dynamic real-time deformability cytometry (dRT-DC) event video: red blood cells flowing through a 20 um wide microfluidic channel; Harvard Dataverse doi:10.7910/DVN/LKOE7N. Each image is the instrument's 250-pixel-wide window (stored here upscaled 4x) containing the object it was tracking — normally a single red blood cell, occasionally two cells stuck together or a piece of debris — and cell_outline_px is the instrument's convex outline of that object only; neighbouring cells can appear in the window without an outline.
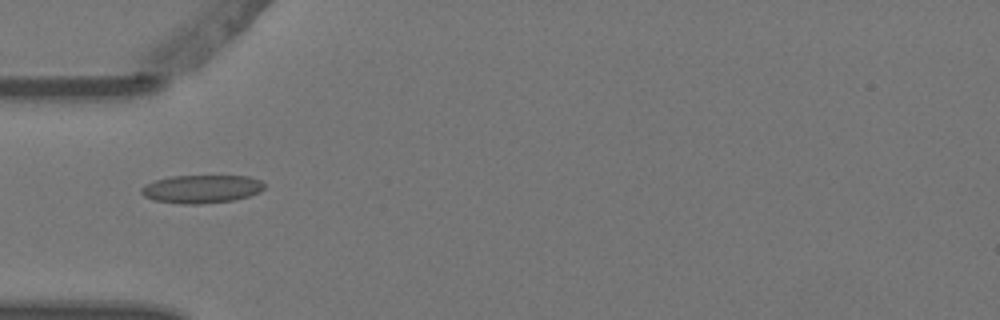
{"species": "Egyptian fruit bat (a non-hibernating species)", "species_latin": "Rousettus aegyptiacus", "temperature_condition": "warm", "stored_images_in_passage": 6, "camera_frame_rate_fps": 3000, "um_per_image_px": 0.085, "animal": {"sex": "female"}, "frame": {"image": 1, "passage_image": 1, "time_ms": 0.0, "image_size_px": [1000, 320], "cell_outline_px": [[264, 188], [260, 192], [236, 200], [200, 204], [180, 204], [156, 200], [144, 196], [140, 192], [140, 188], [144, 184], [156, 180], [172, 176], [248, 176], [260, 180], [264, 184]], "centroid_in_image_um": [17.13, 16.07], "position_along_channel_um": 67.9, "area_um2": 20.23}}
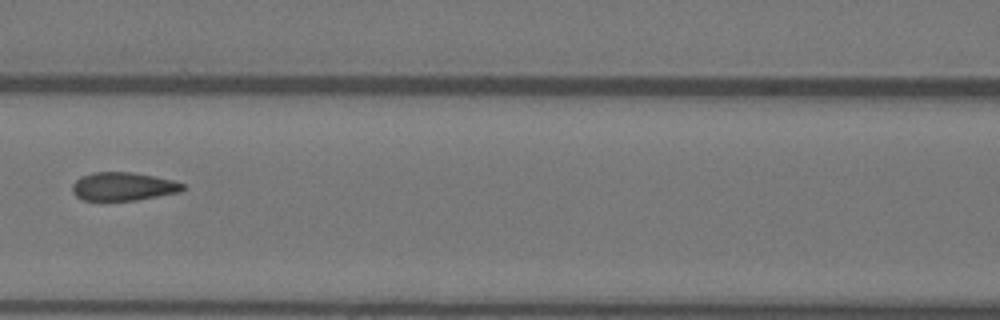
{"frame": {"image": 2, "passage_image": 3, "time_ms": 0.667, "image_size_px": [1000, 320], "cell_outline_px": [[184, 188], [180, 192], [136, 200], [84, 200], [76, 196], [72, 192], [72, 184], [76, 180], [92, 172], [132, 172], [172, 180], [184, 184]], "centroid_in_image_um": [10.46, 15.85], "position_along_channel_um": 156.1, "area_um2": 18.03}}
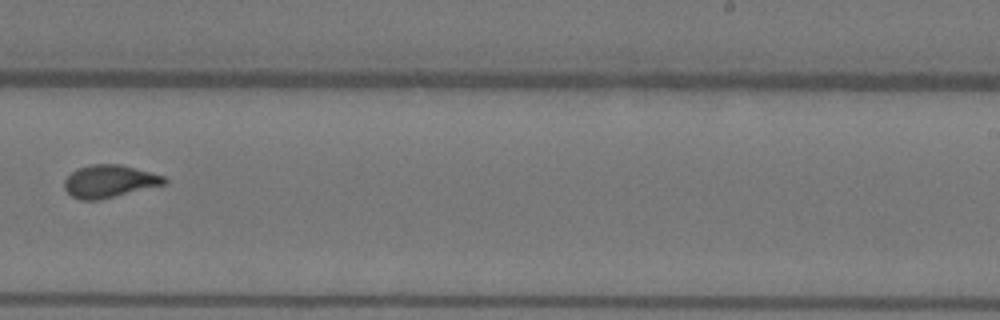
{"frame": {"image": 3, "passage_image": 6, "time_ms": 1.667, "image_size_px": [1000, 320], "cell_outline_px": [[168, 180], [164, 184], [100, 200], [80, 200], [72, 196], [64, 188], [64, 180], [72, 172], [80, 168], [92, 164], [120, 164], [164, 176]], "centroid_in_image_um": [9.28, 15.41], "position_along_channel_um": 279.7, "area_um2": 18.73}}